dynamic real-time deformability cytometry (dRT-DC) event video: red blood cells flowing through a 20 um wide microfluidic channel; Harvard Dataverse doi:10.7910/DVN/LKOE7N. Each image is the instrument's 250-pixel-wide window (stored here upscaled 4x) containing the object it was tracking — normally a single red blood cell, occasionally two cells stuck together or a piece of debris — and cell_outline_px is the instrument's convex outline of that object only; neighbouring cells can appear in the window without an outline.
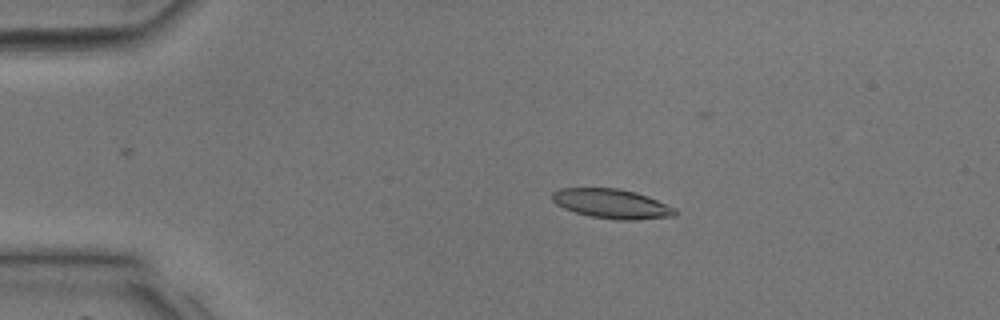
{"species": "common noctule bat (a hibernating species)", "species_latin": "Nyctalus noctula", "temperature_condition": "room temperature", "stored_images_in_passage": 33, "camera_frame_rate_fps": 3000, "um_per_image_px": 0.085, "animal": {"sex": "male", "body_mass_g": 17.9, "forearm_length_mm": 54.2}, "frame": {"image": 1, "passage_image": 7, "time_ms": 2.0, "image_size_px": [1000, 320], "cell_outline_px": [[680, 212], [676, 216], [636, 220], [620, 220], [592, 216], [576, 212], [564, 208], [556, 204], [552, 200], [552, 192], [560, 188], [620, 188], [636, 192], [648, 196], [676, 208]], "centroid_in_image_um": [52.05, 17.31], "position_along_channel_um": 32.9, "area_um2": 21.21}}
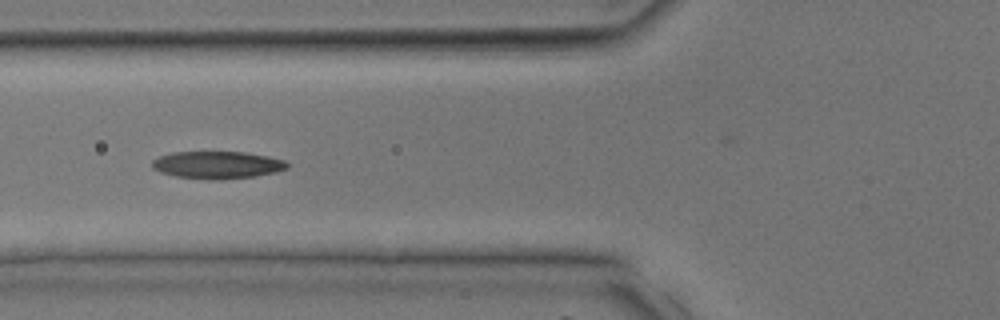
{"frame": {"image": 2, "passage_image": 14, "time_ms": 4.333, "image_size_px": [1000, 320], "cell_outline_px": [[288, 168], [276, 172], [252, 176], [220, 180], [208, 180], [176, 176], [160, 172], [152, 168], [152, 160], [160, 156], [172, 152], [244, 152], [268, 156], [284, 160], [288, 164]], "centroid_in_image_um": [18.45, 14.02], "position_along_channel_um": 107.3, "area_um2": 21.56}}
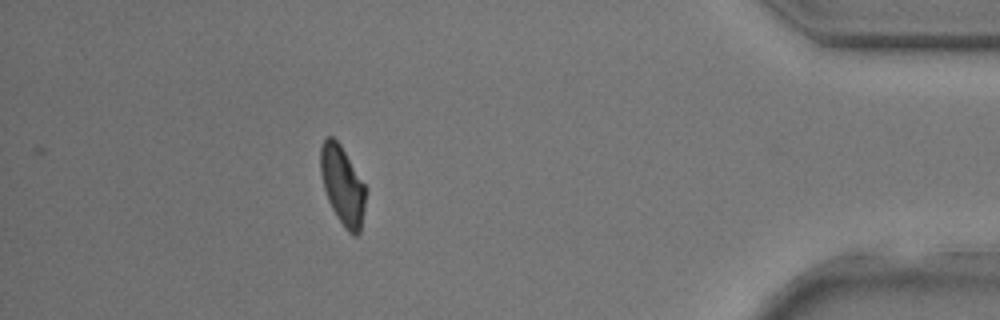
{"frame": {"image": 3, "passage_image": 33, "time_ms": 10.667, "image_size_px": [1000, 320], "cell_outline_px": [[364, 208], [360, 232], [356, 236], [352, 236], [344, 228], [336, 216], [328, 200], [324, 188], [320, 172], [320, 148], [324, 136], [332, 136], [340, 144], [364, 184]], "centroid_in_image_um": [29.08, 15.76], "position_along_channel_um": 406.1, "area_um2": 20.52}}